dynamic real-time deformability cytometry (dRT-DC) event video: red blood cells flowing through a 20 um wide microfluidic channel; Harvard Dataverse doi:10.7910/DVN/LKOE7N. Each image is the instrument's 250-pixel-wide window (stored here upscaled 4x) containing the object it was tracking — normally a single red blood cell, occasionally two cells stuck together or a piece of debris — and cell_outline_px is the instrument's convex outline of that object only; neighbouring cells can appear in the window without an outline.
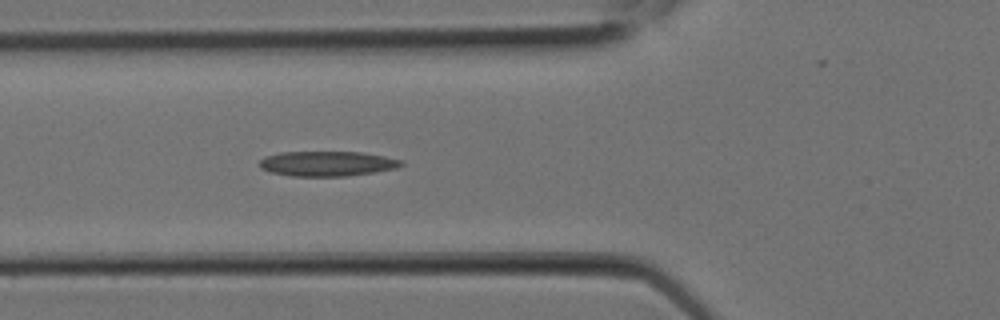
{"species": "Egyptian fruit bat (a non-hibernating species)", "species_latin": "Rousettus aegyptiacus", "temperature_condition": "room temperature", "stored_images_in_passage": 3, "camera_frame_rate_fps": 3000, "um_per_image_px": 0.085, "animal": {"sex": "female"}, "frame": {"image": 1, "passage_image": 3, "time_ms": 0.667, "image_size_px": [1000, 320], "cell_outline_px": [[404, 164], [396, 168], [348, 176], [292, 176], [272, 172], [260, 168], [260, 160], [264, 156], [280, 152], [360, 152], [384, 156], [400, 160]], "centroid_in_image_um": [27.78, 13.9], "position_along_channel_um": 98.0, "area_um2": 20.46}}